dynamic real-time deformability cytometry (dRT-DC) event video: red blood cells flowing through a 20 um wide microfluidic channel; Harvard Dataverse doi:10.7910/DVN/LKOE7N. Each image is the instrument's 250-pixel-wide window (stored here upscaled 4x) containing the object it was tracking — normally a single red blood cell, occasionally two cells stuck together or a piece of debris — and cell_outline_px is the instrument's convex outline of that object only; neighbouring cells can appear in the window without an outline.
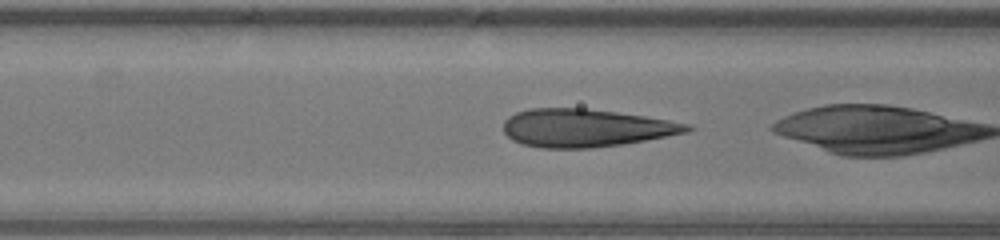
{"species": "human", "species_latin": "Homo sapiens", "temperature_condition": "warm", "stored_images_in_passage": 28, "camera_frame_rate_fps": 3000, "um_per_image_px": 0.085, "donor": {"sex": "male"}, "frame": {"image": 1, "passage_image": 15, "time_ms": 4.667, "image_size_px": [1000, 240], "cell_outline_px": [[696, 128], [688, 132], [644, 140], [620, 144], [588, 148], [544, 148], [520, 144], [512, 140], [504, 132], [504, 120], [508, 116], [516, 112], [528, 108], [584, 108], [616, 112], [644, 116], [692, 124]], "centroid_in_image_um": [49.76, 10.87], "position_along_channel_um": 116.8, "area_um2": 40.58}}